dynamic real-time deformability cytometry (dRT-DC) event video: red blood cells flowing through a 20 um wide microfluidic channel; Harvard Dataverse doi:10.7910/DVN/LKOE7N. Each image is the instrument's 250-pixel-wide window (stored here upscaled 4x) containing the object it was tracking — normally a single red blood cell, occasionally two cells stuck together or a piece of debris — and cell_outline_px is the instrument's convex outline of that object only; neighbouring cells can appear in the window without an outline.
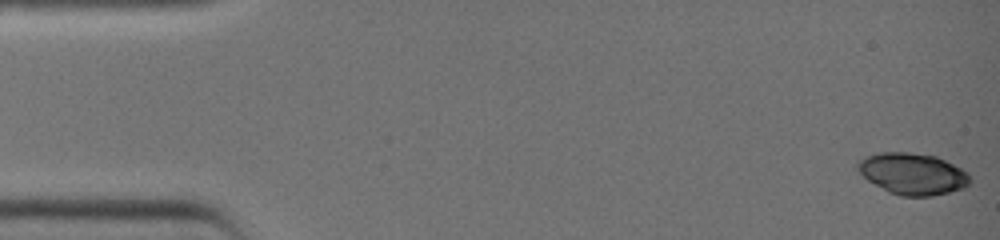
{"species": "common noctule bat (a hibernating species)", "species_latin": "Nyctalus noctula", "temperature_condition": "warm", "stored_images_in_passage": 40, "camera_frame_rate_fps": 3000, "um_per_image_px": 0.085, "animal": {"sex": "female", "body_mass_g": 19.0, "forearm_length_mm": 51.5}, "frame": {"image": 1, "passage_image": 1, "time_ms": 0.0, "image_size_px": [1000, 240], "cell_outline_px": [[972, 180], [964, 188], [932, 196], [900, 196], [888, 192], [868, 180], [856, 168], [856, 160], [864, 156], [876, 152], [912, 152], [936, 156], [968, 172]], "centroid_in_image_um": [77.54, 14.76], "position_along_channel_um": 7.5, "area_um2": 27.4}}
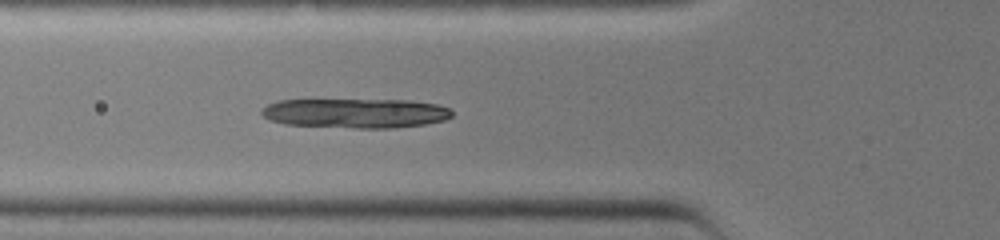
{"frame": {"image": 2, "passage_image": 15, "time_ms": 4.667, "image_size_px": [1000, 240], "cell_outline_px": [[452, 116], [444, 120], [428, 124], [392, 128], [356, 128], [284, 124], [268, 120], [260, 112], [260, 108], [276, 100], [412, 100], [440, 104], [452, 108]], "centroid_in_image_um": [30.24, 9.61], "position_along_channel_um": 95.6, "area_um2": 33.23}}
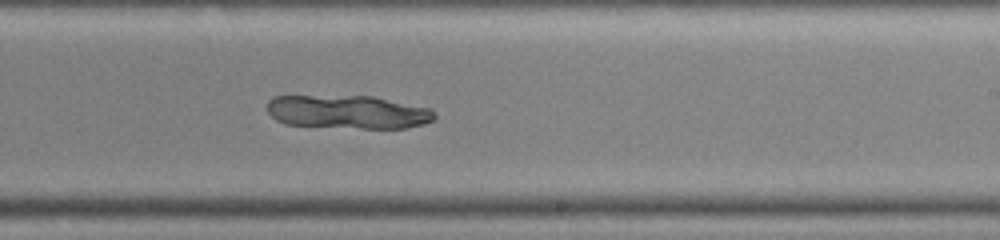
{"frame": {"image": 3, "passage_image": 25, "time_ms": 8.0, "image_size_px": [1000, 240], "cell_outline_px": [[436, 116], [432, 120], [424, 124], [408, 128], [364, 128], [284, 124], [276, 120], [268, 112], [268, 100], [272, 96], [372, 96], [432, 108]], "centroid_in_image_um": [29.59, 9.51], "position_along_channel_um": 259.4, "area_um2": 32.66}}